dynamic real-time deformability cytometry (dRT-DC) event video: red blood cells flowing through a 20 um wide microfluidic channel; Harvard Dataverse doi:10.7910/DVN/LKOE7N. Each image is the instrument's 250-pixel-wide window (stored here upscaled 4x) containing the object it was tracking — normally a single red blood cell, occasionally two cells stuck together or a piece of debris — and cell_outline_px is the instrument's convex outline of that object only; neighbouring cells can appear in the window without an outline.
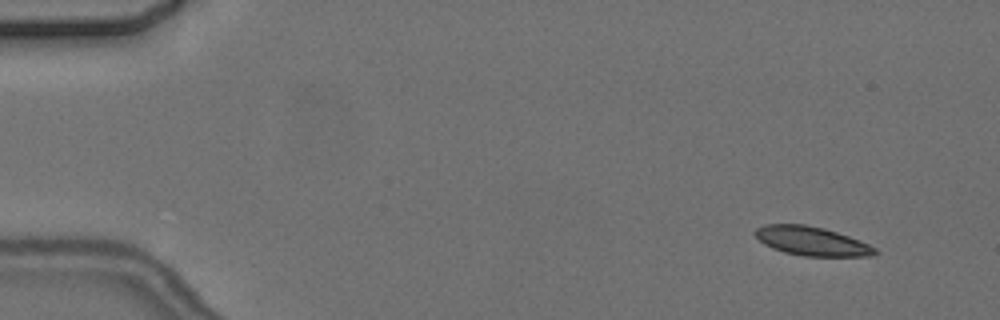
{"species": "common noctule bat (a hibernating species)", "species_latin": "Nyctalus noctula", "temperature_condition": "cold", "stored_images_in_passage": 5, "camera_frame_rate_fps": 3000, "um_per_image_px": 0.085, "animal": {"sex": "female", "body_mass_g": 24.6, "forearm_length_mm": 56.2}, "frame": {"image": 1, "passage_image": 2, "time_ms": 1.0, "image_size_px": [1000, 320], "cell_outline_px": [[880, 252], [872, 256], [804, 256], [784, 252], [772, 248], [764, 244], [752, 232], [756, 228], [764, 224], [804, 224], [824, 228], [860, 240], [876, 248]], "centroid_in_image_um": [68.99, 20.49], "position_along_channel_um": 16.0, "area_um2": 20.29}}
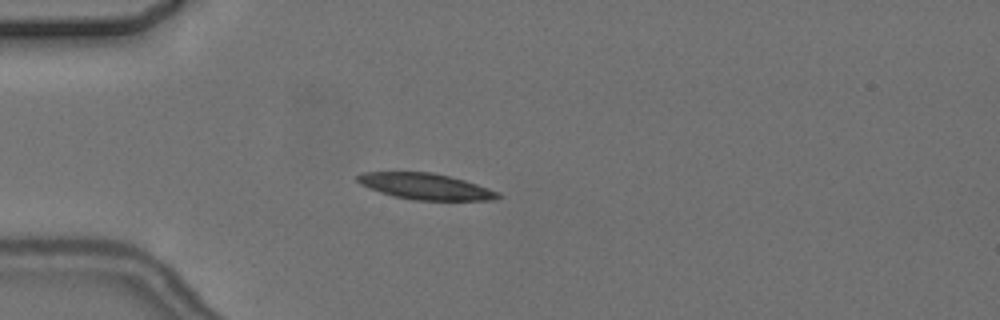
{"frame": {"image": 2, "passage_image": 5, "time_ms": 4.667, "image_size_px": [1000, 320], "cell_outline_px": [[504, 196], [496, 200], [412, 200], [380, 192], [360, 184], [356, 180], [356, 176], [360, 172], [432, 172], [464, 180], [500, 192]], "centroid_in_image_um": [36.19, 15.85], "position_along_channel_um": 48.8, "area_um2": 21.39}}